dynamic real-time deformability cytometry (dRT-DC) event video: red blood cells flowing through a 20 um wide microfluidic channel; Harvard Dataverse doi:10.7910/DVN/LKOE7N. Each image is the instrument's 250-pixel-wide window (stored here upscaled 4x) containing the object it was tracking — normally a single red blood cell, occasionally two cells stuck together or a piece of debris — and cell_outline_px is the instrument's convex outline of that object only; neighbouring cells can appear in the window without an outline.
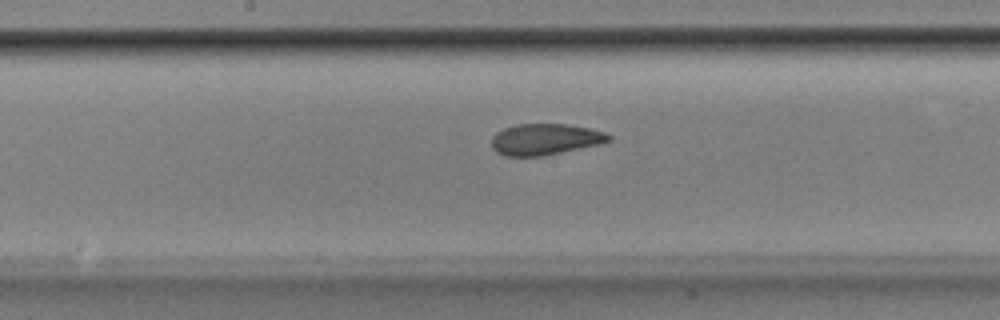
{"species": "Egyptian fruit bat (a non-hibernating species)", "species_latin": "Rousettus aegyptiacus", "temperature_condition": "room temperature", "stored_images_in_passage": 33, "camera_frame_rate_fps": 3000, "um_per_image_px": 0.085, "animal": {"sex": "male"}, "frame": {"image": 1, "passage_image": 19, "time_ms": 6.0, "image_size_px": [1000, 320], "cell_outline_px": [[612, 140], [600, 144], [544, 156], [504, 156], [496, 152], [492, 148], [492, 136], [496, 132], [504, 128], [516, 124], [568, 124], [588, 128], [604, 132], [612, 136]], "centroid_in_image_um": [46.32, 11.84], "position_along_channel_um": 201.9, "area_um2": 21.44}}
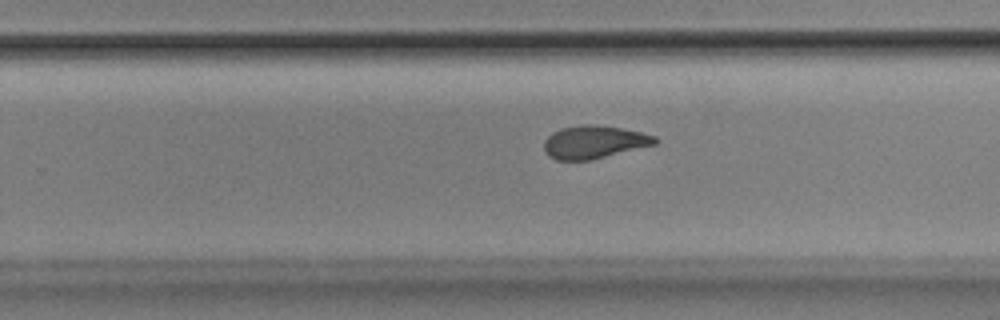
{"frame": {"image": 2, "passage_image": 25, "time_ms": 8.0, "image_size_px": [1000, 320], "cell_outline_px": [[660, 140], [656, 144], [588, 160], [556, 160], [548, 156], [544, 152], [544, 140], [552, 132], [560, 128], [580, 124], [596, 124], [620, 128], [640, 132], [656, 136]], "centroid_in_image_um": [50.46, 12.06], "position_along_channel_um": 279.3, "area_um2": 21.33}}
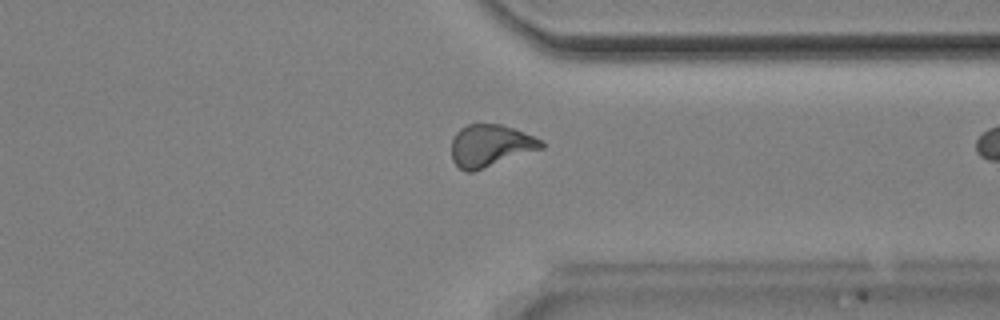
{"frame": {"image": 3, "passage_image": 32, "time_ms": 10.333, "image_size_px": [1000, 320], "cell_outline_px": [[544, 148], [472, 172], [464, 172], [452, 160], [452, 140], [456, 132], [460, 128], [468, 124], [500, 124], [512, 128], [544, 140]], "centroid_in_image_um": [41.68, 12.38], "position_along_channel_um": 369.7, "area_um2": 22.02}}